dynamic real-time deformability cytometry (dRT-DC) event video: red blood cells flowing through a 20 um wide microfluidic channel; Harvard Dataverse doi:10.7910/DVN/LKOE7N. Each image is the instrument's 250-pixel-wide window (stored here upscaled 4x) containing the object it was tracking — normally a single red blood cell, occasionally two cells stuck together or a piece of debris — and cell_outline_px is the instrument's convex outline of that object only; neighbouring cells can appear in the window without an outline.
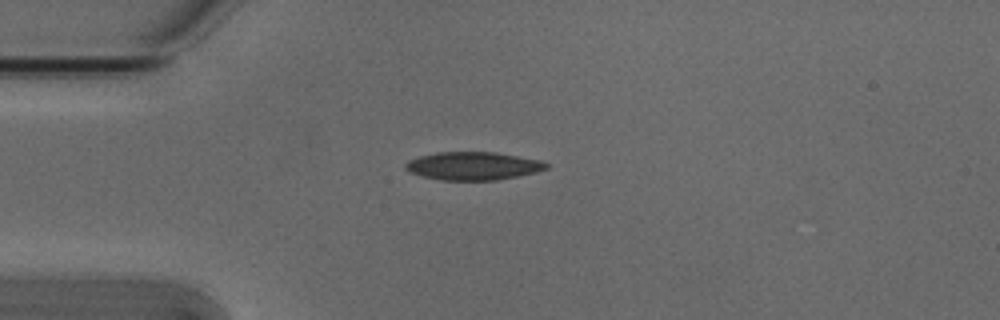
{"species": "Egyptian fruit bat (a non-hibernating species)", "species_latin": "Rousettus aegyptiacus", "temperature_condition": "cold", "stored_images_in_passage": 3, "camera_frame_rate_fps": 3000, "um_per_image_px": 0.085, "animal": {"sex": "male"}, "frame": {"image": 1, "passage_image": 1, "time_ms": 0.0, "image_size_px": [1000, 320], "cell_outline_px": [[548, 168], [536, 172], [496, 180], [440, 180], [424, 176], [412, 172], [404, 168], [404, 164], [408, 160], [420, 156], [436, 152], [496, 152], [540, 160], [548, 164]], "centroid_in_image_um": [40.21, 14.1], "position_along_channel_um": 44.8, "area_um2": 22.89}}
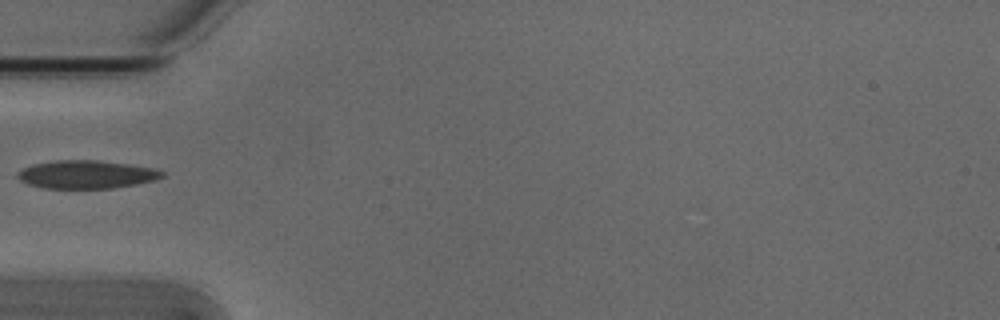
{"frame": {"image": 2, "passage_image": 2, "time_ms": 0.333, "image_size_px": [1000, 320], "cell_outline_px": [[164, 176], [156, 180], [136, 184], [112, 188], [44, 188], [28, 184], [20, 180], [16, 176], [16, 172], [32, 164], [52, 160], [100, 160], [156, 168], [164, 172]], "centroid_in_image_um": [7.34, 14.82], "position_along_channel_um": 77.7, "area_um2": 23.87}}
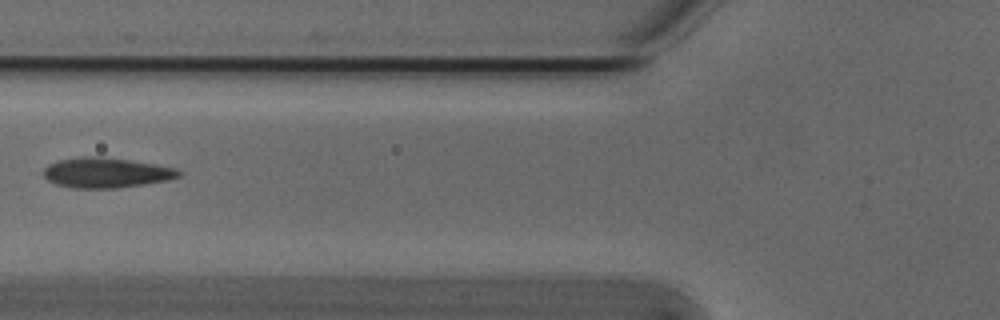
{"frame": {"image": 3, "passage_image": 3, "time_ms": 0.667, "image_size_px": [1000, 320], "cell_outline_px": [[184, 172], [180, 176], [168, 180], [116, 188], [76, 188], [56, 184], [48, 180], [44, 176], [44, 168], [48, 164], [60, 160], [84, 156], [104, 156], [176, 168]], "centroid_in_image_um": [9.03, 14.67], "position_along_channel_um": 116.8, "area_um2": 23.58}}